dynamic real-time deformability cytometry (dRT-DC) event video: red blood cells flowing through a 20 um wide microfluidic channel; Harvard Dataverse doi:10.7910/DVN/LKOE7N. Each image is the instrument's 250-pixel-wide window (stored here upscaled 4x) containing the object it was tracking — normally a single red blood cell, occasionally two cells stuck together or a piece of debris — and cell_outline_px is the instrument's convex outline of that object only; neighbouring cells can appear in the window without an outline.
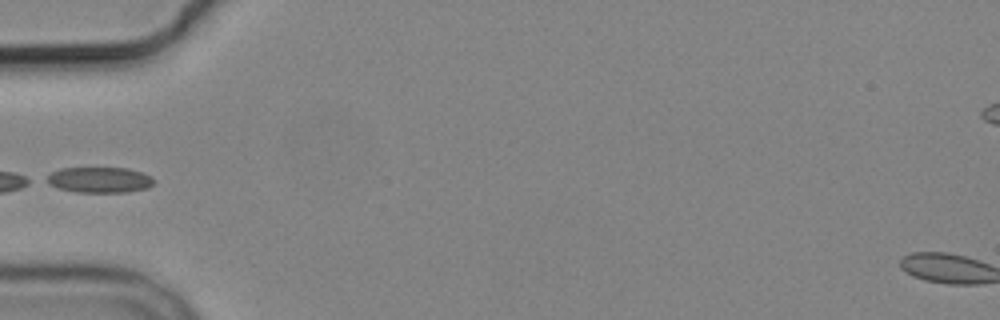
{"species": "common noctule bat (a hibernating species)", "species_latin": "Nyctalus noctula", "temperature_condition": "cold", "stored_images_in_passage": 5, "camera_frame_rate_fps": 3000, "um_per_image_px": 0.085, "animal": {"sex": "male", "body_mass_g": 19.2, "forearm_length_mm": 51.8}, "frame": {"image": 1, "passage_image": 4, "time_ms": 4.667, "image_size_px": [1000, 320], "cell_outline_px": [[156, 180], [148, 188], [124, 192], [76, 192], [60, 188], [48, 184], [40, 180], [52, 172], [60, 168], [128, 168], [152, 176]], "centroid_in_image_um": [8.41, 15.28], "position_along_channel_um": 76.6, "area_um2": 16.18}}
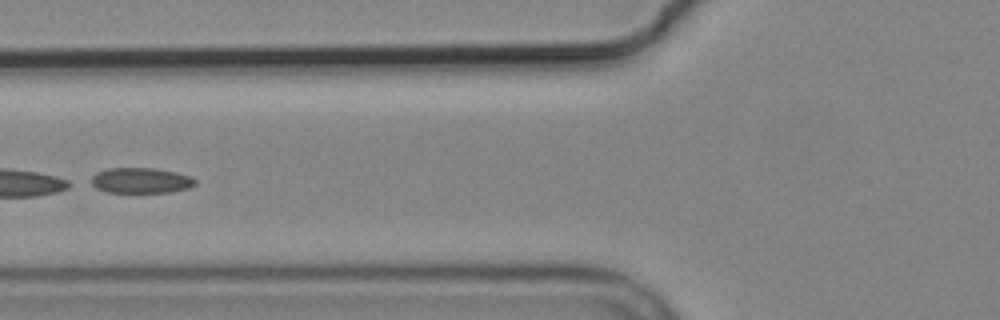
{"frame": {"image": 2, "passage_image": 5, "time_ms": 5.667, "image_size_px": [1000, 320], "cell_outline_px": [[196, 184], [188, 188], [172, 192], [108, 192], [96, 188], [92, 184], [92, 176], [96, 172], [108, 168], [156, 168], [176, 172], [192, 176], [196, 180]], "centroid_in_image_um": [12.0, 15.33], "position_along_channel_um": 113.8, "area_um2": 15.49}}